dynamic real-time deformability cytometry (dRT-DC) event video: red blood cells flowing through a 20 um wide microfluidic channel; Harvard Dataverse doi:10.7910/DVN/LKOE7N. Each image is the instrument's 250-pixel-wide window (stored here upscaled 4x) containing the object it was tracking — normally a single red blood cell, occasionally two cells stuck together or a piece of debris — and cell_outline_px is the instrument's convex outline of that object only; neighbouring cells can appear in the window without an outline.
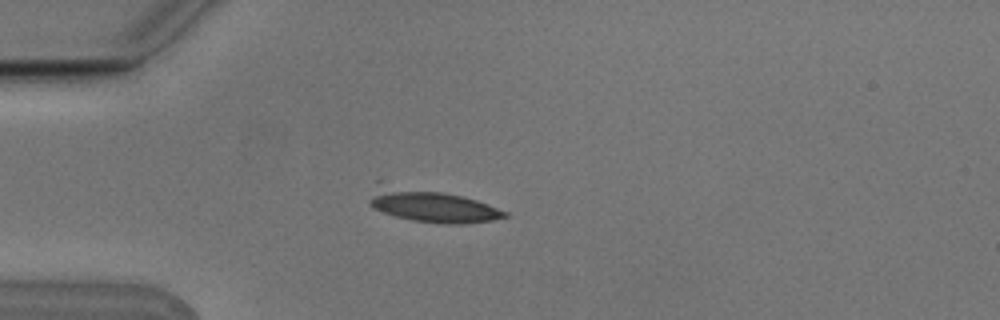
{"species": "Egyptian fruit bat (a non-hibernating species)", "species_latin": "Rousettus aegyptiacus", "temperature_condition": "cold", "stored_images_in_passage": 6, "camera_frame_rate_fps": 3000, "um_per_image_px": 0.085, "animal": {"sex": "male"}, "frame": {"image": 1, "passage_image": 3, "time_ms": 0.667, "image_size_px": [1000, 320], "cell_outline_px": [[508, 216], [492, 220], [464, 224], [444, 224], [412, 220], [396, 216], [372, 208], [368, 204], [368, 200], [376, 180], [380, 180], [460, 196], [476, 200], [488, 204], [508, 212]], "centroid_in_image_um": [36.55, 17.43], "position_along_channel_um": 48.5, "area_um2": 26.41}}
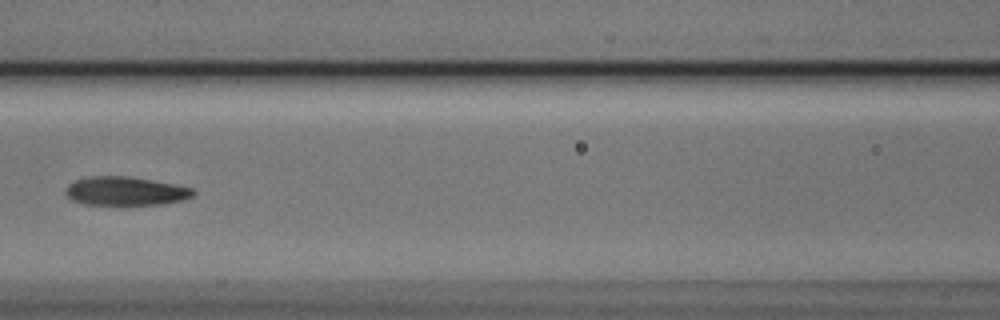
{"frame": {"image": 2, "passage_image": 6, "time_ms": 1.667, "image_size_px": [1000, 320], "cell_outline_px": [[196, 192], [192, 196], [180, 200], [164, 204], [124, 208], [84, 204], [72, 200], [64, 192], [64, 188], [68, 184], [76, 180], [88, 176], [128, 176], [176, 184], [192, 188]], "centroid_in_image_um": [10.63, 16.29], "position_along_channel_um": 156.0, "area_um2": 22.43}}